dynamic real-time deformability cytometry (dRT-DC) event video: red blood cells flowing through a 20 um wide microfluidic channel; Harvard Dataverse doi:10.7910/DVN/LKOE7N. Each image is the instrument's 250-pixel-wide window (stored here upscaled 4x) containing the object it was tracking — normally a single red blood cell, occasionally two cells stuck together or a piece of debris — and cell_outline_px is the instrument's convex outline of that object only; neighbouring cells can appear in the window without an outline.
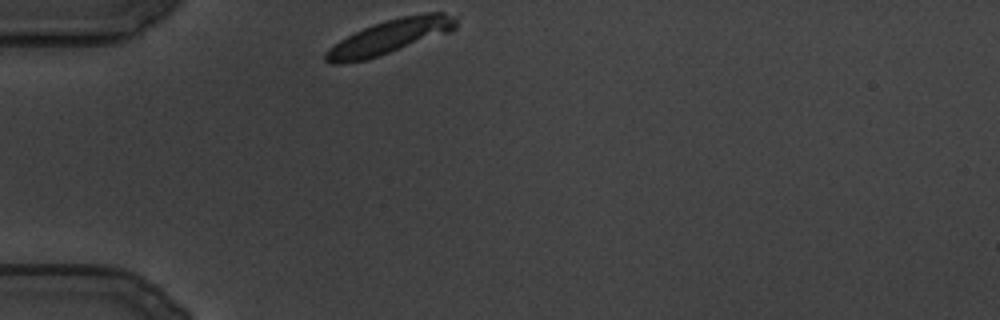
{"species": "common noctule bat (a hibernating species)", "species_latin": "Nyctalus noctula", "temperature_condition": "cold", "stored_images_in_passage": 10, "camera_frame_rate_fps": 3000, "um_per_image_px": 0.085, "animal": {"sex": "male", "body_mass_g": 19.5, "forearm_length_mm": 54.6}, "frame": {"image": 1, "passage_image": 1, "time_ms": 0.0, "image_size_px": [1000, 320], "cell_outline_px": [[456, 28], [452, 32], [380, 56], [364, 60], [344, 64], [332, 64], [324, 60], [324, 52], [328, 48], [340, 40], [364, 28], [400, 16], [428, 12], [444, 12], [456, 16]], "centroid_in_image_um": [33.17, 3.13], "position_along_channel_um": 51.8, "area_um2": 26.24}}